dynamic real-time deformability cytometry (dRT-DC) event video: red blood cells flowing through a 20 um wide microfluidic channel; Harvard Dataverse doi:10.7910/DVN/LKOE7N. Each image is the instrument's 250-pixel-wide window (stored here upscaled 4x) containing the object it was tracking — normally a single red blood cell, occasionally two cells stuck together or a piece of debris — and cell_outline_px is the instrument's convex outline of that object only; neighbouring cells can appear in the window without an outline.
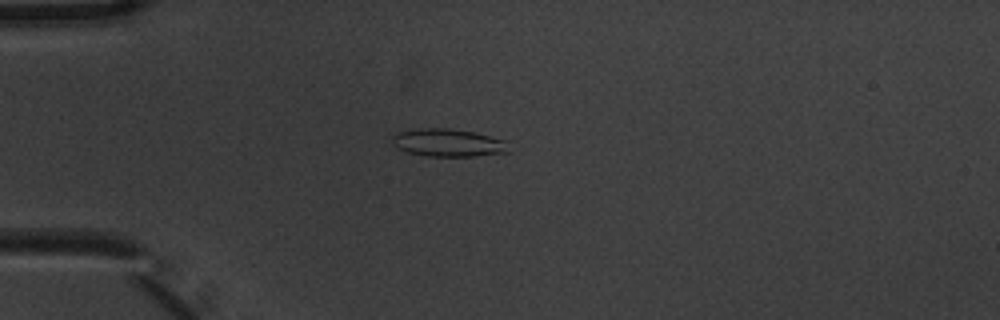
{"species": "common noctule bat (a hibernating species)", "species_latin": "Nyctalus noctula", "temperature_condition": "warm", "stored_images_in_passage": 4, "camera_frame_rate_fps": 3000, "um_per_image_px": 0.085, "animal": {"sex": "male", "body_mass_g": 20.1, "forearm_length_mm": 53.5}, "frame": {"image": 1, "passage_image": 1, "time_ms": 0.0, "image_size_px": [1000, 320], "cell_outline_px": [[508, 152], [472, 156], [428, 156], [404, 152], [396, 148], [392, 144], [392, 136], [400, 132], [420, 128], [448, 128], [476, 132], [508, 140]], "centroid_in_image_um": [38.09, 12.13], "position_along_channel_um": 46.9, "area_um2": 19.07}}
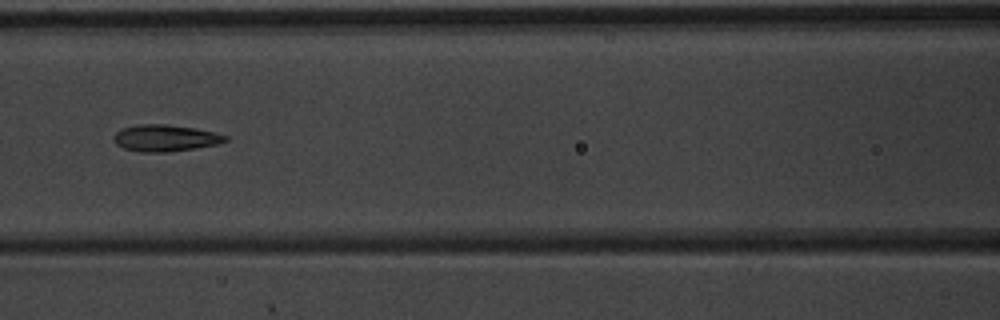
{"frame": {"image": 2, "passage_image": 4, "time_ms": 1.0, "image_size_px": [1000, 320], "cell_outline_px": [[228, 140], [220, 144], [168, 152], [140, 152], [124, 148], [116, 144], [112, 140], [112, 136], [120, 128], [136, 124], [168, 124], [196, 128], [228, 136]], "centroid_in_image_um": [14.01, 11.72], "position_along_channel_um": 152.6, "area_um2": 17.57}}